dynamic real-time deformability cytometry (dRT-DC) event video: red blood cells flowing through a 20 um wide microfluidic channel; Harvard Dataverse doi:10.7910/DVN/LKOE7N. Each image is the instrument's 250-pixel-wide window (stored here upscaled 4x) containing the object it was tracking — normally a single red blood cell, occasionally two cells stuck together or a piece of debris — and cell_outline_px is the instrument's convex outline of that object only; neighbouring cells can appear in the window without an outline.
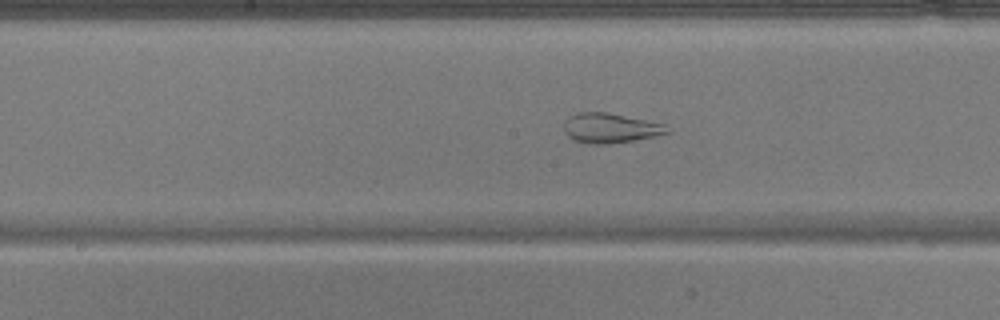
{"species": "common noctule bat (a hibernating species)", "species_latin": "Nyctalus noctula", "temperature_condition": "warm", "stored_images_in_passage": 40, "camera_frame_rate_fps": 3000, "um_per_image_px": 0.085, "animal": {"sex": "male", "body_mass_g": 17.9}, "frame": {"image": 1, "passage_image": 16, "time_ms": 5.0, "image_size_px": [1000, 320], "cell_outline_px": [[668, 132], [652, 136], [632, 140], [608, 144], [592, 144], [572, 140], [564, 132], [564, 120], [576, 112], [604, 112], [664, 124]], "centroid_in_image_um": [51.76, 10.88], "position_along_channel_um": 196.4, "area_um2": 17.51}}
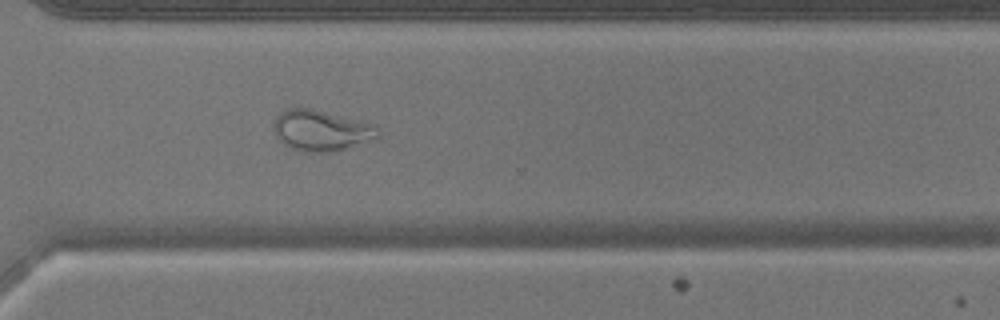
{"frame": {"image": 2, "passage_image": 27, "time_ms": 8.667, "image_size_px": [1000, 320], "cell_outline_px": [[380, 136], [336, 152], [304, 152], [288, 148], [276, 136], [276, 116], [280, 112], [288, 108], [312, 108], [376, 124], [380, 128]], "centroid_in_image_um": [27.35, 11.09], "position_along_channel_um": 343.3, "area_um2": 24.91}}
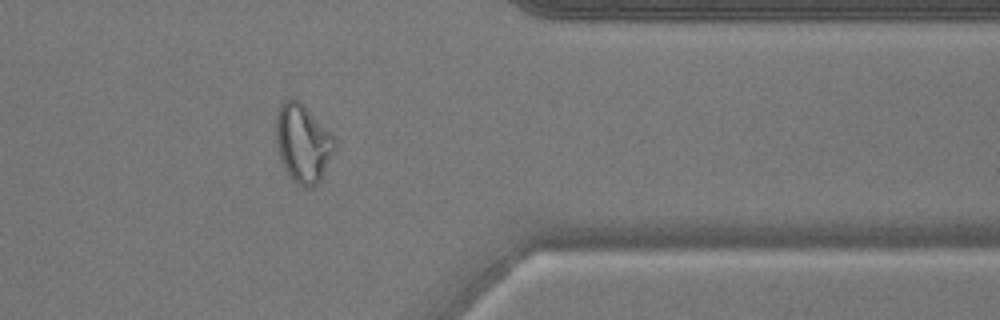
{"frame": {"image": 3, "passage_image": 31, "time_ms": 10.0, "image_size_px": [1000, 320], "cell_outline_px": [[336, 144], [320, 180], [312, 188], [304, 188], [296, 184], [288, 176], [280, 160], [276, 140], [276, 116], [280, 104], [284, 100], [296, 100], [304, 104], [332, 132], [336, 140]], "centroid_in_image_um": [25.74, 12.18], "position_along_channel_um": 385.7, "area_um2": 26.93}}